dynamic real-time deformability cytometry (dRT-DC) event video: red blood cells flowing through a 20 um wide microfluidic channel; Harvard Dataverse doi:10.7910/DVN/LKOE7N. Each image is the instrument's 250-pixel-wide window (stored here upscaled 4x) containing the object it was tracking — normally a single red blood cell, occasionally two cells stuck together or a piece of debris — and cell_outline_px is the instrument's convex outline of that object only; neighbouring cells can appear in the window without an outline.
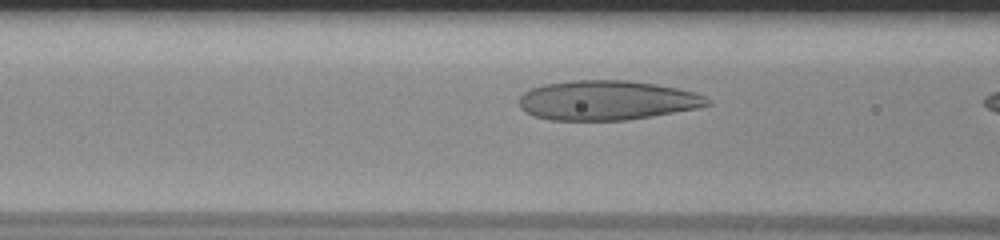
{"species": "human", "species_latin": "Homo sapiens", "temperature_condition": "room temperature", "stored_images_in_passage": 16, "camera_frame_rate_fps": 3000, "um_per_image_px": 0.085, "donor": {"sex": "male"}, "frame": {"image": 1, "passage_image": 14, "time_ms": 4.333, "image_size_px": [1000, 240], "cell_outline_px": [[712, 104], [696, 108], [652, 116], [628, 120], [552, 120], [536, 116], [524, 112], [520, 108], [520, 96], [524, 92], [532, 88], [544, 84], [568, 80], [628, 80], [656, 84], [676, 88], [692, 92], [704, 96], [712, 100]], "centroid_in_image_um": [51.58, 8.52], "position_along_channel_um": 115.0, "area_um2": 43.41}}